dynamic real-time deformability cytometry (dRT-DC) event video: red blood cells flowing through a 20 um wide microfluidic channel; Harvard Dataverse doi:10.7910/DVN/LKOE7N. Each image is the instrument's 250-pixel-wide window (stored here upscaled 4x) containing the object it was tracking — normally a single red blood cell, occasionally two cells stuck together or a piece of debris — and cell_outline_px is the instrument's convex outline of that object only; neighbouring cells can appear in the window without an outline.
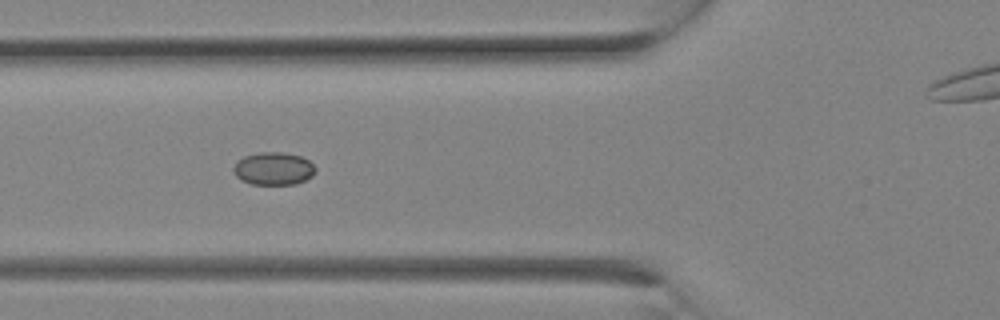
{"species": "Egyptian fruit bat (a non-hibernating species)", "species_latin": "Rousettus aegyptiacus", "temperature_condition": "room temperature", "stored_images_in_passage": 12, "camera_frame_rate_fps": 3000, "um_per_image_px": 0.085, "animal": {"sex": "female"}, "frame": {"image": 1, "passage_image": 9, "time_ms": 2.667, "image_size_px": [1000, 320], "cell_outline_px": [[316, 168], [312, 176], [296, 184], [252, 184], [240, 180], [232, 172], [232, 168], [236, 160], [244, 156], [260, 152], [280, 152], [300, 156], [308, 160]], "centroid_in_image_um": [23.2, 14.33], "position_along_channel_um": 102.6, "area_um2": 15.72}}
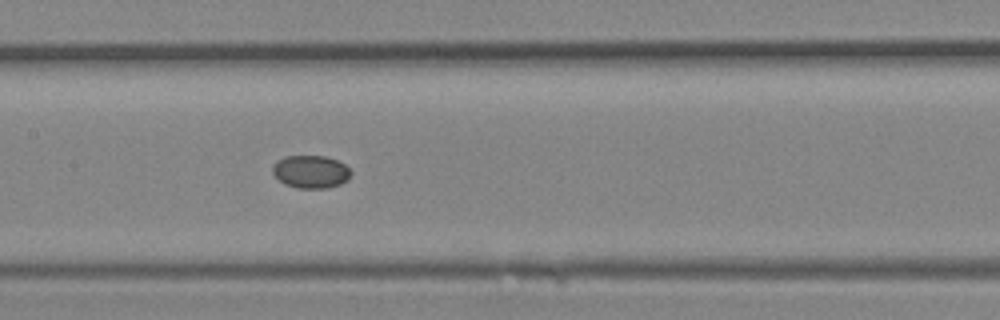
{"frame": {"image": 2, "passage_image": 12, "time_ms": 3.667, "image_size_px": [1000, 320], "cell_outline_px": [[352, 172], [348, 180], [340, 184], [328, 188], [296, 188], [284, 184], [272, 172], [272, 168], [276, 160], [284, 156], [324, 156], [336, 160], [344, 164]], "centroid_in_image_um": [26.41, 14.6], "position_along_channel_um": 181.0, "area_um2": 15.03}}